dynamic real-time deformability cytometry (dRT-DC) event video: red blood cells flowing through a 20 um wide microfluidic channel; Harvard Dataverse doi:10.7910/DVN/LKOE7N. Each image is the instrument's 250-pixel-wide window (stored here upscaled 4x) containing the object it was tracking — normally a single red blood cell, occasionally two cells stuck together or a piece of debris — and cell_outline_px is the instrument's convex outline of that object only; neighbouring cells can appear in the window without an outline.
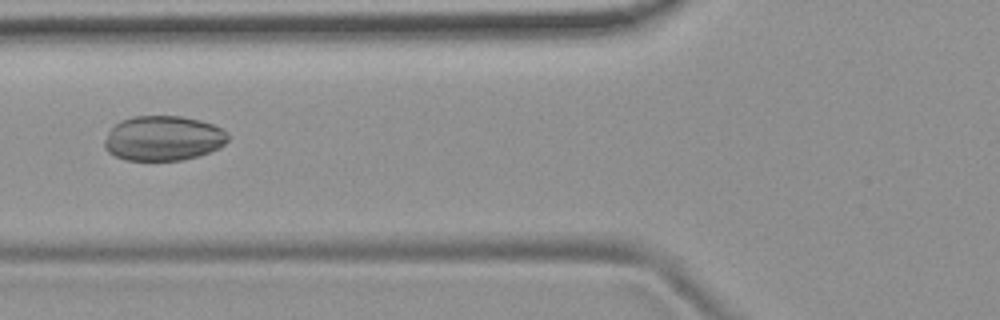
{"species": "common noctule bat (a hibernating species)", "species_latin": "Nyctalus noctula", "temperature_condition": "room temperature", "stored_images_in_passage": 38, "camera_frame_rate_fps": 3000, "um_per_image_px": 0.085, "animal": {"sex": "female", "body_mass_g": 19.9}, "frame": {"image": 1, "passage_image": 5, "time_ms": 1.333, "image_size_px": [1000, 320], "cell_outline_px": [[232, 136], [220, 148], [200, 156], [180, 160], [124, 160], [108, 152], [104, 148], [104, 140], [108, 132], [120, 120], [132, 116], [180, 116], [200, 120], [212, 124], [228, 132]], "centroid_in_image_um": [13.89, 11.75], "position_along_channel_um": 111.9, "area_um2": 32.6}}
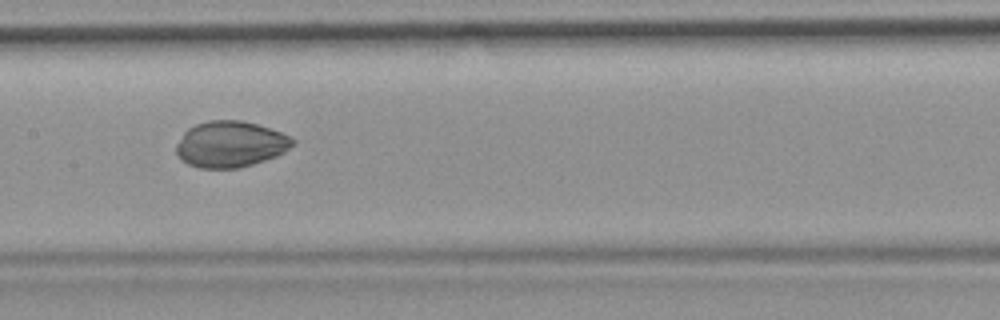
{"frame": {"image": 2, "passage_image": 11, "time_ms": 3.333, "image_size_px": [1000, 320], "cell_outline_px": [[296, 144], [284, 152], [276, 156], [240, 168], [200, 168], [188, 164], [180, 160], [176, 152], [176, 144], [184, 132], [188, 128], [196, 124], [208, 120], [240, 120], [256, 124], [280, 132], [296, 140]], "centroid_in_image_um": [19.57, 12.26], "position_along_channel_um": 187.8, "area_um2": 31.33}}
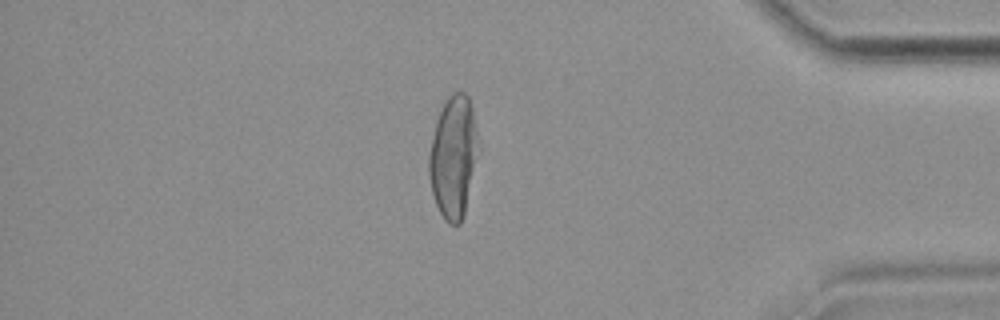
{"frame": {"image": 3, "passage_image": 30, "time_ms": 9.667, "image_size_px": [1000, 320], "cell_outline_px": [[480, 152], [464, 216], [460, 224], [448, 224], [444, 220], [436, 204], [432, 192], [428, 172], [428, 156], [432, 136], [436, 120], [444, 100], [452, 92], [464, 92], [468, 96], [472, 108]], "centroid_in_image_um": [38.55, 13.34], "position_along_channel_um": 396.7, "area_um2": 35.72}}